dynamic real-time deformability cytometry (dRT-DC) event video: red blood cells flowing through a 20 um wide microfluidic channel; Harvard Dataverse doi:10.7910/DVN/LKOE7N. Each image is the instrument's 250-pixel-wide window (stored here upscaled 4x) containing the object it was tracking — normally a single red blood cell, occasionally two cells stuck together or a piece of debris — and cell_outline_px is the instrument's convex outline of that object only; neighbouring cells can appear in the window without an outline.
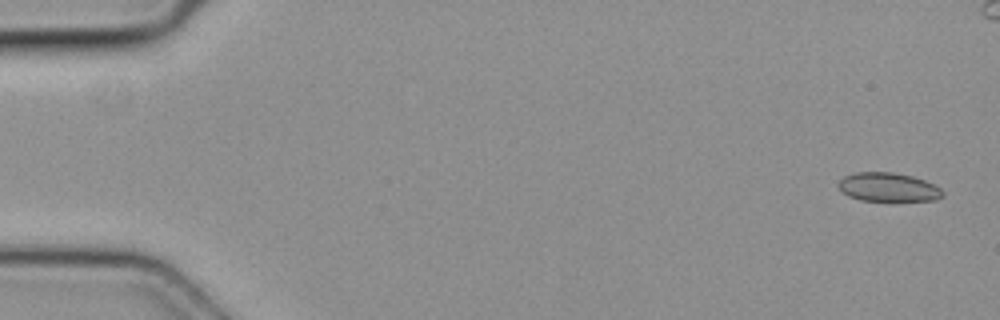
{"species": "common noctule bat (a hibernating species)", "species_latin": "Nyctalus noctula", "temperature_condition": "cold", "stored_images_in_passage": 4, "camera_frame_rate_fps": 3000, "um_per_image_px": 0.085, "animal": {"sex": "female", "body_mass_g": 19.3, "forearm_length_mm": 54.1}, "frame": {"image": 1, "passage_image": 1, "time_ms": 0.0, "image_size_px": [1000, 320], "cell_outline_px": [[944, 196], [936, 200], [860, 200], [848, 196], [840, 188], [840, 180], [844, 176], [856, 172], [892, 172], [912, 176], [924, 180], [940, 188], [944, 192]], "centroid_in_image_um": [75.52, 15.9], "position_along_channel_um": 9.5, "area_um2": 17.22}}